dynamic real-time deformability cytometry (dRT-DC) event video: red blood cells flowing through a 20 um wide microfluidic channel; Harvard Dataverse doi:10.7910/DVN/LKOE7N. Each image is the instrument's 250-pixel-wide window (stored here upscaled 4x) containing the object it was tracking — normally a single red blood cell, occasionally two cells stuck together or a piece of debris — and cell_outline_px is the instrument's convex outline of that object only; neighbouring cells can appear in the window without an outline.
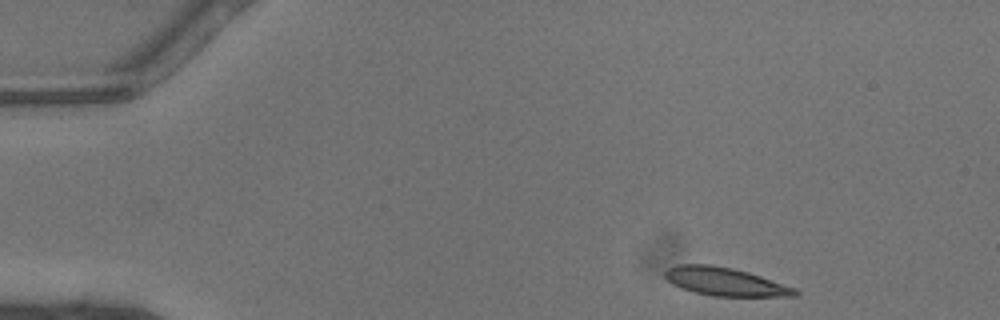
{"species": "common noctule bat (a hibernating species)", "species_latin": "Nyctalus noctula", "temperature_condition": "warm", "stored_images_in_passage": 34, "camera_frame_rate_fps": 3000, "um_per_image_px": 0.085, "animal": {"sex": "male", "body_mass_g": 13.3}, "frame": {"image": 1, "passage_image": 1, "time_ms": 0.0, "image_size_px": [1000, 320], "cell_outline_px": [[800, 292], [796, 296], [712, 296], [680, 288], [672, 284], [664, 276], [664, 272], [668, 268], [680, 264], [708, 264], [732, 268], [748, 272], [796, 288]], "centroid_in_image_um": [61.62, 23.94], "position_along_channel_um": 23.4, "area_um2": 21.27}}
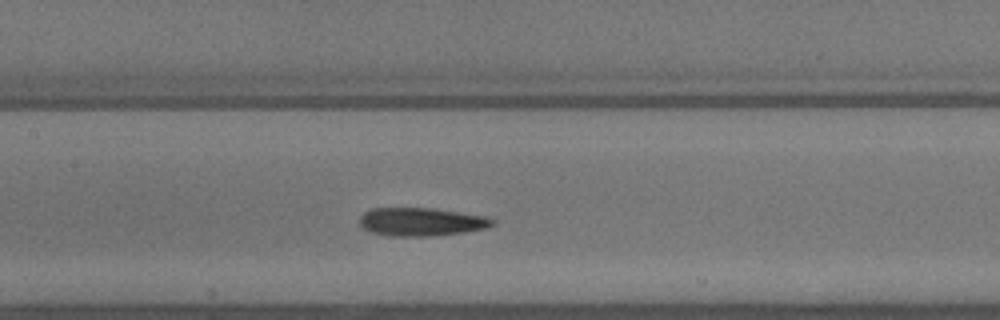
{"frame": {"image": 2, "passage_image": 17, "time_ms": 5.333, "image_size_px": [1000, 320], "cell_outline_px": [[496, 224], [488, 228], [464, 232], [432, 236], [392, 236], [372, 232], [364, 228], [360, 224], [360, 216], [364, 212], [372, 208], [432, 208], [488, 216], [496, 220]], "centroid_in_image_um": [35.87, 18.85], "position_along_channel_um": 171.5, "area_um2": 22.02}}
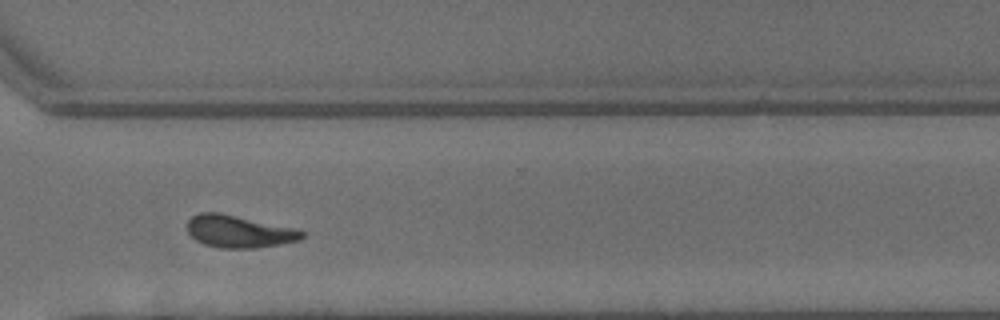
{"frame": {"image": 3, "passage_image": 29, "time_ms": 9.333, "image_size_px": [1000, 320], "cell_outline_px": [[304, 236], [300, 240], [280, 244], [256, 248], [220, 248], [204, 244], [196, 240], [188, 232], [188, 220], [192, 216], [200, 212], [220, 212], [300, 228], [304, 232]], "centroid_in_image_um": [20.36, 19.66], "position_along_channel_um": 350.2, "area_um2": 21.96}, "authors_computed_cell_mechanics": {"area_um2": 21.7617, "velocity_mm_per_s": 4.473, "shape_relaxation_time_tau1_ms": 5.7171, "shape_relaxation_time_tau2_ms": 1.7507, "deformation_change_tau1": 0.2109, "deformation_change_tau2": 0.1033}}